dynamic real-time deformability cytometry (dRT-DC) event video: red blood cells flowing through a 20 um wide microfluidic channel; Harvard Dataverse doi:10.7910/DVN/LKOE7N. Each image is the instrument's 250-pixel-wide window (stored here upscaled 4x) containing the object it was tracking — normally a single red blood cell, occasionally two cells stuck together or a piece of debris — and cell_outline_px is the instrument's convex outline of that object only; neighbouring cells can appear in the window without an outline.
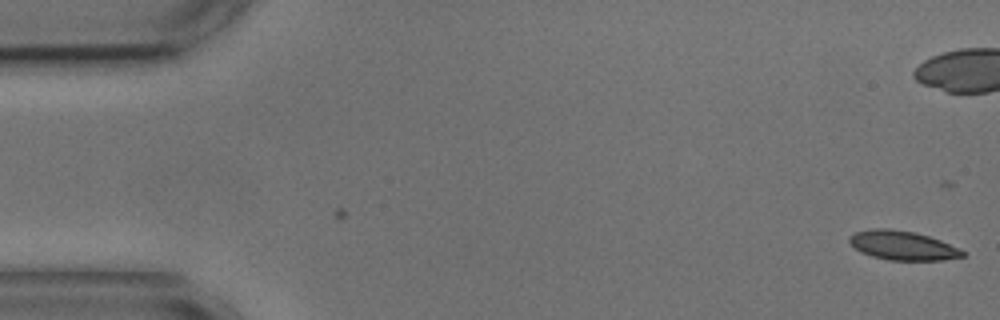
{"species": "common noctule bat (a hibernating species)", "species_latin": "Nyctalus noctula", "temperature_condition": "cold", "stored_images_in_passage": 4, "camera_frame_rate_fps": 3000, "um_per_image_px": 0.085, "animal": {"sex": "male", "body_mass_g": 17.9, "forearm_length_mm": 54.2}, "frame": {"image": 1, "passage_image": 4, "time_ms": 1.0, "image_size_px": [1000, 320], "cell_outline_px": [[964, 256], [944, 260], [888, 260], [872, 256], [860, 252], [848, 240], [848, 236], [856, 232], [872, 228], [888, 228], [916, 232], [940, 240], [960, 248], [964, 252]], "centroid_in_image_um": [76.72, 20.86], "position_along_channel_um": 8.3, "area_um2": 19.25}}